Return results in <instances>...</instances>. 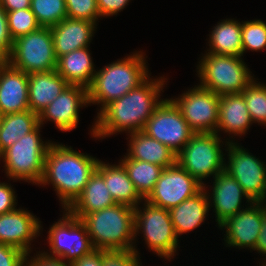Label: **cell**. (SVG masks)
Here are the masks:
<instances>
[{
    "label": "cell",
    "instance_id": "f546056e",
    "mask_svg": "<svg viewBox=\"0 0 266 266\" xmlns=\"http://www.w3.org/2000/svg\"><path fill=\"white\" fill-rule=\"evenodd\" d=\"M119 162L124 166L139 195L145 200L153 191L164 168L149 162L130 159L127 155H124Z\"/></svg>",
    "mask_w": 266,
    "mask_h": 266
},
{
    "label": "cell",
    "instance_id": "3957f363",
    "mask_svg": "<svg viewBox=\"0 0 266 266\" xmlns=\"http://www.w3.org/2000/svg\"><path fill=\"white\" fill-rule=\"evenodd\" d=\"M144 53L132 52L123 59L113 61L100 70L97 69L93 82L88 88L89 105H99L100 112L111 101L121 98L151 76L146 64L147 56Z\"/></svg>",
    "mask_w": 266,
    "mask_h": 266
},
{
    "label": "cell",
    "instance_id": "7bdbcfd3",
    "mask_svg": "<svg viewBox=\"0 0 266 266\" xmlns=\"http://www.w3.org/2000/svg\"><path fill=\"white\" fill-rule=\"evenodd\" d=\"M262 227L254 251L266 256V202H262Z\"/></svg>",
    "mask_w": 266,
    "mask_h": 266
},
{
    "label": "cell",
    "instance_id": "836d02e7",
    "mask_svg": "<svg viewBox=\"0 0 266 266\" xmlns=\"http://www.w3.org/2000/svg\"><path fill=\"white\" fill-rule=\"evenodd\" d=\"M6 13L9 34L13 41L41 27L30 8L6 11Z\"/></svg>",
    "mask_w": 266,
    "mask_h": 266
},
{
    "label": "cell",
    "instance_id": "52a82bcc",
    "mask_svg": "<svg viewBox=\"0 0 266 266\" xmlns=\"http://www.w3.org/2000/svg\"><path fill=\"white\" fill-rule=\"evenodd\" d=\"M143 202V207L139 205L135 207L133 251L140 256L136 239L137 235L143 233V240L149 248L148 250L170 262L176 255L177 249L180 248L170 212L167 209L151 205L146 200Z\"/></svg>",
    "mask_w": 266,
    "mask_h": 266
},
{
    "label": "cell",
    "instance_id": "d4e9b609",
    "mask_svg": "<svg viewBox=\"0 0 266 266\" xmlns=\"http://www.w3.org/2000/svg\"><path fill=\"white\" fill-rule=\"evenodd\" d=\"M127 136L129 147L126 155L130 159L149 162L163 168L176 163V153L143 131L129 133Z\"/></svg>",
    "mask_w": 266,
    "mask_h": 266
},
{
    "label": "cell",
    "instance_id": "8d00e7d4",
    "mask_svg": "<svg viewBox=\"0 0 266 266\" xmlns=\"http://www.w3.org/2000/svg\"><path fill=\"white\" fill-rule=\"evenodd\" d=\"M13 40L8 30L6 11L0 6V61H6L12 51Z\"/></svg>",
    "mask_w": 266,
    "mask_h": 266
},
{
    "label": "cell",
    "instance_id": "9a60e30c",
    "mask_svg": "<svg viewBox=\"0 0 266 266\" xmlns=\"http://www.w3.org/2000/svg\"><path fill=\"white\" fill-rule=\"evenodd\" d=\"M212 181L210 191L206 189L208 188L206 183L203 188L208 195L210 209L214 207L212 210L215 213L217 226L228 217H232L247 208L253 202L241 185L227 171L222 170L211 180V183ZM243 199H246V207L241 205Z\"/></svg>",
    "mask_w": 266,
    "mask_h": 266
},
{
    "label": "cell",
    "instance_id": "277c9868",
    "mask_svg": "<svg viewBox=\"0 0 266 266\" xmlns=\"http://www.w3.org/2000/svg\"><path fill=\"white\" fill-rule=\"evenodd\" d=\"M88 230L94 249L133 250L135 244V208L116 203L81 219Z\"/></svg>",
    "mask_w": 266,
    "mask_h": 266
},
{
    "label": "cell",
    "instance_id": "bcb514c9",
    "mask_svg": "<svg viewBox=\"0 0 266 266\" xmlns=\"http://www.w3.org/2000/svg\"><path fill=\"white\" fill-rule=\"evenodd\" d=\"M2 118H3V113L0 110V125H1V122H2Z\"/></svg>",
    "mask_w": 266,
    "mask_h": 266
},
{
    "label": "cell",
    "instance_id": "f35d334b",
    "mask_svg": "<svg viewBox=\"0 0 266 266\" xmlns=\"http://www.w3.org/2000/svg\"><path fill=\"white\" fill-rule=\"evenodd\" d=\"M29 254L30 253L25 254V266H71V263L66 262L61 258L50 256L43 250L39 252L37 251L36 255L34 253V257Z\"/></svg>",
    "mask_w": 266,
    "mask_h": 266
},
{
    "label": "cell",
    "instance_id": "b9f144b4",
    "mask_svg": "<svg viewBox=\"0 0 266 266\" xmlns=\"http://www.w3.org/2000/svg\"><path fill=\"white\" fill-rule=\"evenodd\" d=\"M71 266H102V250L94 249L71 263Z\"/></svg>",
    "mask_w": 266,
    "mask_h": 266
},
{
    "label": "cell",
    "instance_id": "8fae6325",
    "mask_svg": "<svg viewBox=\"0 0 266 266\" xmlns=\"http://www.w3.org/2000/svg\"><path fill=\"white\" fill-rule=\"evenodd\" d=\"M224 170L243 188L253 202H266V164L237 142H229Z\"/></svg>",
    "mask_w": 266,
    "mask_h": 266
},
{
    "label": "cell",
    "instance_id": "2e32d148",
    "mask_svg": "<svg viewBox=\"0 0 266 266\" xmlns=\"http://www.w3.org/2000/svg\"><path fill=\"white\" fill-rule=\"evenodd\" d=\"M88 105V89L69 85L41 111L38 115L39 124L43 127L46 122L50 121L62 132L72 131L77 128L80 109Z\"/></svg>",
    "mask_w": 266,
    "mask_h": 266
},
{
    "label": "cell",
    "instance_id": "4316f807",
    "mask_svg": "<svg viewBox=\"0 0 266 266\" xmlns=\"http://www.w3.org/2000/svg\"><path fill=\"white\" fill-rule=\"evenodd\" d=\"M116 204L107 189L103 176L95 170L82 194L67 209L73 216L82 219L86 214L100 211Z\"/></svg>",
    "mask_w": 266,
    "mask_h": 266
},
{
    "label": "cell",
    "instance_id": "ba28073f",
    "mask_svg": "<svg viewBox=\"0 0 266 266\" xmlns=\"http://www.w3.org/2000/svg\"><path fill=\"white\" fill-rule=\"evenodd\" d=\"M228 143L227 139L223 141L217 133H195L176 154V162L204 185L203 180L211 176L214 178L224 170L226 154L223 150Z\"/></svg>",
    "mask_w": 266,
    "mask_h": 266
},
{
    "label": "cell",
    "instance_id": "7402d4cb",
    "mask_svg": "<svg viewBox=\"0 0 266 266\" xmlns=\"http://www.w3.org/2000/svg\"><path fill=\"white\" fill-rule=\"evenodd\" d=\"M68 86L69 84L56 70L29 74V109L39 115Z\"/></svg>",
    "mask_w": 266,
    "mask_h": 266
},
{
    "label": "cell",
    "instance_id": "5b68a950",
    "mask_svg": "<svg viewBox=\"0 0 266 266\" xmlns=\"http://www.w3.org/2000/svg\"><path fill=\"white\" fill-rule=\"evenodd\" d=\"M39 124L0 154L5 175L11 180L39 185L44 174L47 151L52 141H43Z\"/></svg>",
    "mask_w": 266,
    "mask_h": 266
},
{
    "label": "cell",
    "instance_id": "7a4b0ae2",
    "mask_svg": "<svg viewBox=\"0 0 266 266\" xmlns=\"http://www.w3.org/2000/svg\"><path fill=\"white\" fill-rule=\"evenodd\" d=\"M99 161L90 154L53 141L47 151L44 174L38 186L51 184L62 210L68 209L82 194Z\"/></svg>",
    "mask_w": 266,
    "mask_h": 266
},
{
    "label": "cell",
    "instance_id": "603a6c76",
    "mask_svg": "<svg viewBox=\"0 0 266 266\" xmlns=\"http://www.w3.org/2000/svg\"><path fill=\"white\" fill-rule=\"evenodd\" d=\"M209 210V199L204 188L195 196L171 208L169 212L177 238L199 228L207 219Z\"/></svg>",
    "mask_w": 266,
    "mask_h": 266
},
{
    "label": "cell",
    "instance_id": "8992f818",
    "mask_svg": "<svg viewBox=\"0 0 266 266\" xmlns=\"http://www.w3.org/2000/svg\"><path fill=\"white\" fill-rule=\"evenodd\" d=\"M205 52L197 64L199 86L221 96L241 93L255 79L242 56Z\"/></svg>",
    "mask_w": 266,
    "mask_h": 266
},
{
    "label": "cell",
    "instance_id": "44dd1931",
    "mask_svg": "<svg viewBox=\"0 0 266 266\" xmlns=\"http://www.w3.org/2000/svg\"><path fill=\"white\" fill-rule=\"evenodd\" d=\"M252 125L253 122L242 92L220 96L216 130L218 135L221 132L228 134L229 139L227 138V140L234 142V136L241 137L245 135Z\"/></svg>",
    "mask_w": 266,
    "mask_h": 266
},
{
    "label": "cell",
    "instance_id": "d6986e66",
    "mask_svg": "<svg viewBox=\"0 0 266 266\" xmlns=\"http://www.w3.org/2000/svg\"><path fill=\"white\" fill-rule=\"evenodd\" d=\"M0 110L5 114L29 109L28 74L0 61Z\"/></svg>",
    "mask_w": 266,
    "mask_h": 266
},
{
    "label": "cell",
    "instance_id": "ac0fdd59",
    "mask_svg": "<svg viewBox=\"0 0 266 266\" xmlns=\"http://www.w3.org/2000/svg\"><path fill=\"white\" fill-rule=\"evenodd\" d=\"M41 223L36 215L21 207L0 214V244L31 254V243L43 230Z\"/></svg>",
    "mask_w": 266,
    "mask_h": 266
},
{
    "label": "cell",
    "instance_id": "ee69618b",
    "mask_svg": "<svg viewBox=\"0 0 266 266\" xmlns=\"http://www.w3.org/2000/svg\"><path fill=\"white\" fill-rule=\"evenodd\" d=\"M0 6L5 11L28 9L31 6V0H0Z\"/></svg>",
    "mask_w": 266,
    "mask_h": 266
},
{
    "label": "cell",
    "instance_id": "d590c367",
    "mask_svg": "<svg viewBox=\"0 0 266 266\" xmlns=\"http://www.w3.org/2000/svg\"><path fill=\"white\" fill-rule=\"evenodd\" d=\"M133 250H102V266H143Z\"/></svg>",
    "mask_w": 266,
    "mask_h": 266
},
{
    "label": "cell",
    "instance_id": "5bb4252c",
    "mask_svg": "<svg viewBox=\"0 0 266 266\" xmlns=\"http://www.w3.org/2000/svg\"><path fill=\"white\" fill-rule=\"evenodd\" d=\"M202 189L203 185L176 162L164 168L153 191L145 200L151 205L170 210Z\"/></svg>",
    "mask_w": 266,
    "mask_h": 266
},
{
    "label": "cell",
    "instance_id": "1f68e13d",
    "mask_svg": "<svg viewBox=\"0 0 266 266\" xmlns=\"http://www.w3.org/2000/svg\"><path fill=\"white\" fill-rule=\"evenodd\" d=\"M255 78L243 91L249 115L253 123L266 126V84Z\"/></svg>",
    "mask_w": 266,
    "mask_h": 266
},
{
    "label": "cell",
    "instance_id": "74e56055",
    "mask_svg": "<svg viewBox=\"0 0 266 266\" xmlns=\"http://www.w3.org/2000/svg\"><path fill=\"white\" fill-rule=\"evenodd\" d=\"M25 254L20 249L0 244V266H25Z\"/></svg>",
    "mask_w": 266,
    "mask_h": 266
},
{
    "label": "cell",
    "instance_id": "9c48e42d",
    "mask_svg": "<svg viewBox=\"0 0 266 266\" xmlns=\"http://www.w3.org/2000/svg\"><path fill=\"white\" fill-rule=\"evenodd\" d=\"M6 61L28 75L56 70L57 57L50 27H39L14 40L11 54Z\"/></svg>",
    "mask_w": 266,
    "mask_h": 266
},
{
    "label": "cell",
    "instance_id": "83f0119b",
    "mask_svg": "<svg viewBox=\"0 0 266 266\" xmlns=\"http://www.w3.org/2000/svg\"><path fill=\"white\" fill-rule=\"evenodd\" d=\"M210 31L208 52L217 55L242 56V21L223 19Z\"/></svg>",
    "mask_w": 266,
    "mask_h": 266
},
{
    "label": "cell",
    "instance_id": "60d3db41",
    "mask_svg": "<svg viewBox=\"0 0 266 266\" xmlns=\"http://www.w3.org/2000/svg\"><path fill=\"white\" fill-rule=\"evenodd\" d=\"M131 0H97L100 17L107 18L123 11Z\"/></svg>",
    "mask_w": 266,
    "mask_h": 266
},
{
    "label": "cell",
    "instance_id": "30bf717a",
    "mask_svg": "<svg viewBox=\"0 0 266 266\" xmlns=\"http://www.w3.org/2000/svg\"><path fill=\"white\" fill-rule=\"evenodd\" d=\"M62 217L47 232L50 256L72 263L94 250L85 223L64 209Z\"/></svg>",
    "mask_w": 266,
    "mask_h": 266
},
{
    "label": "cell",
    "instance_id": "6da1fadb",
    "mask_svg": "<svg viewBox=\"0 0 266 266\" xmlns=\"http://www.w3.org/2000/svg\"><path fill=\"white\" fill-rule=\"evenodd\" d=\"M167 79L164 75L155 79L149 76L137 88L107 104L97 112L90 130L92 137L104 139L117 133L143 131L147 120L164 100L160 94Z\"/></svg>",
    "mask_w": 266,
    "mask_h": 266
},
{
    "label": "cell",
    "instance_id": "e0dca14e",
    "mask_svg": "<svg viewBox=\"0 0 266 266\" xmlns=\"http://www.w3.org/2000/svg\"><path fill=\"white\" fill-rule=\"evenodd\" d=\"M262 202H252L247 208L228 217L218 228L225 230L224 245L230 248L255 249L262 227Z\"/></svg>",
    "mask_w": 266,
    "mask_h": 266
},
{
    "label": "cell",
    "instance_id": "e575fe53",
    "mask_svg": "<svg viewBox=\"0 0 266 266\" xmlns=\"http://www.w3.org/2000/svg\"><path fill=\"white\" fill-rule=\"evenodd\" d=\"M65 2L69 18L88 20L96 25L99 18L101 19L97 0H65Z\"/></svg>",
    "mask_w": 266,
    "mask_h": 266
},
{
    "label": "cell",
    "instance_id": "ffe728a7",
    "mask_svg": "<svg viewBox=\"0 0 266 266\" xmlns=\"http://www.w3.org/2000/svg\"><path fill=\"white\" fill-rule=\"evenodd\" d=\"M50 29L55 55L58 59L69 52L90 46L97 25L88 20L67 17Z\"/></svg>",
    "mask_w": 266,
    "mask_h": 266
},
{
    "label": "cell",
    "instance_id": "484cf974",
    "mask_svg": "<svg viewBox=\"0 0 266 266\" xmlns=\"http://www.w3.org/2000/svg\"><path fill=\"white\" fill-rule=\"evenodd\" d=\"M96 170L103 176L107 189L116 203L137 207L144 199L135 189L124 166L99 161Z\"/></svg>",
    "mask_w": 266,
    "mask_h": 266
},
{
    "label": "cell",
    "instance_id": "f6af8a7d",
    "mask_svg": "<svg viewBox=\"0 0 266 266\" xmlns=\"http://www.w3.org/2000/svg\"><path fill=\"white\" fill-rule=\"evenodd\" d=\"M264 260V261H262ZM261 260L262 264L260 265V262H259V266H266V258L263 257V259Z\"/></svg>",
    "mask_w": 266,
    "mask_h": 266
},
{
    "label": "cell",
    "instance_id": "cb8c5ba5",
    "mask_svg": "<svg viewBox=\"0 0 266 266\" xmlns=\"http://www.w3.org/2000/svg\"><path fill=\"white\" fill-rule=\"evenodd\" d=\"M90 47H83L69 52L57 59L56 71L69 85L88 89L94 79L96 70L91 57Z\"/></svg>",
    "mask_w": 266,
    "mask_h": 266
},
{
    "label": "cell",
    "instance_id": "4dcf8cb0",
    "mask_svg": "<svg viewBox=\"0 0 266 266\" xmlns=\"http://www.w3.org/2000/svg\"><path fill=\"white\" fill-rule=\"evenodd\" d=\"M31 11L41 27H52L67 18L65 0H31Z\"/></svg>",
    "mask_w": 266,
    "mask_h": 266
},
{
    "label": "cell",
    "instance_id": "d6a6232c",
    "mask_svg": "<svg viewBox=\"0 0 266 266\" xmlns=\"http://www.w3.org/2000/svg\"><path fill=\"white\" fill-rule=\"evenodd\" d=\"M242 56L249 51L266 49V22L260 19L242 21Z\"/></svg>",
    "mask_w": 266,
    "mask_h": 266
},
{
    "label": "cell",
    "instance_id": "ab89813d",
    "mask_svg": "<svg viewBox=\"0 0 266 266\" xmlns=\"http://www.w3.org/2000/svg\"><path fill=\"white\" fill-rule=\"evenodd\" d=\"M17 195L11 183L0 182V214L9 213L17 208Z\"/></svg>",
    "mask_w": 266,
    "mask_h": 266
},
{
    "label": "cell",
    "instance_id": "4fadbf2b",
    "mask_svg": "<svg viewBox=\"0 0 266 266\" xmlns=\"http://www.w3.org/2000/svg\"><path fill=\"white\" fill-rule=\"evenodd\" d=\"M196 133H216L220 96L195 85L178 97L170 98Z\"/></svg>",
    "mask_w": 266,
    "mask_h": 266
},
{
    "label": "cell",
    "instance_id": "7c38bea8",
    "mask_svg": "<svg viewBox=\"0 0 266 266\" xmlns=\"http://www.w3.org/2000/svg\"><path fill=\"white\" fill-rule=\"evenodd\" d=\"M143 132L178 153L196 133L183 118L180 109L165 98L147 120Z\"/></svg>",
    "mask_w": 266,
    "mask_h": 266
},
{
    "label": "cell",
    "instance_id": "f1b7e54d",
    "mask_svg": "<svg viewBox=\"0 0 266 266\" xmlns=\"http://www.w3.org/2000/svg\"><path fill=\"white\" fill-rule=\"evenodd\" d=\"M38 125V114L31 110L3 115L0 125V154Z\"/></svg>",
    "mask_w": 266,
    "mask_h": 266
}]
</instances>
